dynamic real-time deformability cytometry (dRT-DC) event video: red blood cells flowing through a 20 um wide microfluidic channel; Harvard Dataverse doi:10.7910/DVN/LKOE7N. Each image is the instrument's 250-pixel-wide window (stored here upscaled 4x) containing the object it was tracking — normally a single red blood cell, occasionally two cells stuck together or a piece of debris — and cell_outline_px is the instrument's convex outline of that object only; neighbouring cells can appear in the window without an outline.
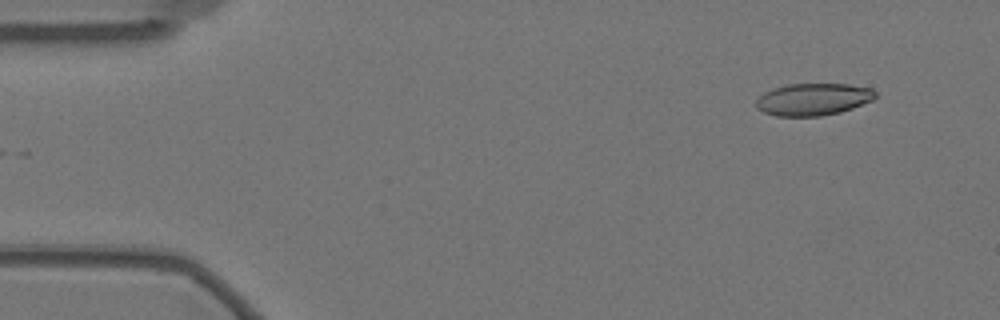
{"species": "Egyptian fruit bat (a non-hibernating species)", "species_latin": "Rousettus aegyptiacus", "temperature_condition": "warm", "stored_images_in_passage": 11, "camera_frame_rate_fps": 3000, "um_per_image_px": 0.085, "animal": {"sex": "female"}, "frame": {"image": 1, "passage_image": 1, "time_ms": 0.0, "image_size_px": [1000, 320], "cell_outline_px": [[876, 96], [872, 100], [852, 108], [840, 112], [820, 116], [776, 116], [764, 112], [756, 108], [756, 100], [764, 92], [772, 88], [788, 84], [848, 84], [872, 88], [876, 92]], "centroid_in_image_um": [69.11, 8.44], "position_along_channel_um": 15.9, "area_um2": 22.37}}